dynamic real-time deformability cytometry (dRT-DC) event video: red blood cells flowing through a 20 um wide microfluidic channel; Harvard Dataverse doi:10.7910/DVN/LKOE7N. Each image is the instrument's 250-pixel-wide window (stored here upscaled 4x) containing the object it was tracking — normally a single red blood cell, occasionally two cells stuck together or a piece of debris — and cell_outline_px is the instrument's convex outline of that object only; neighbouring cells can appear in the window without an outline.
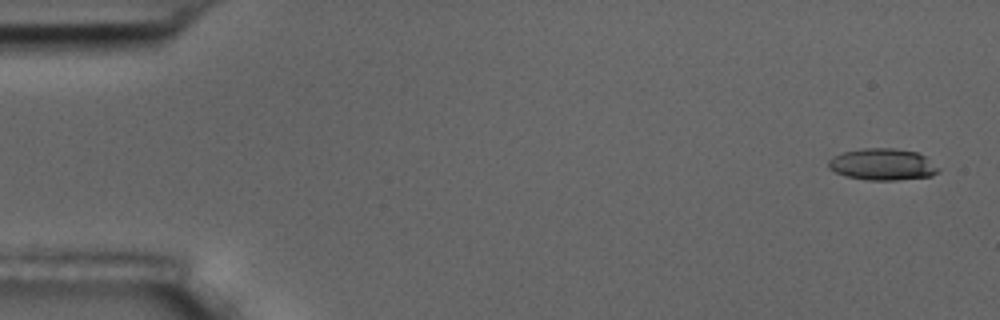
{"species": "common noctule bat (a hibernating species)", "species_latin": "Nyctalus noctula", "temperature_condition": "room temperature", "stored_images_in_passage": 5, "camera_frame_rate_fps": 3000, "um_per_image_px": 0.085, "animal": {"sex": "male", "body_mass_g": 17.5, "forearm_length_mm": 52.3}, "frame": {"image": 1, "passage_image": 1, "time_ms": 0.0, "image_size_px": [1000, 320], "cell_outline_px": [[940, 168], [932, 176], [896, 180], [868, 180], [844, 176], [828, 168], [828, 160], [832, 156], [844, 152], [864, 148], [892, 148], [916, 152], [924, 156]], "centroid_in_image_um": [74.98, 13.98], "position_along_channel_um": 10.0, "area_um2": 20.23}}
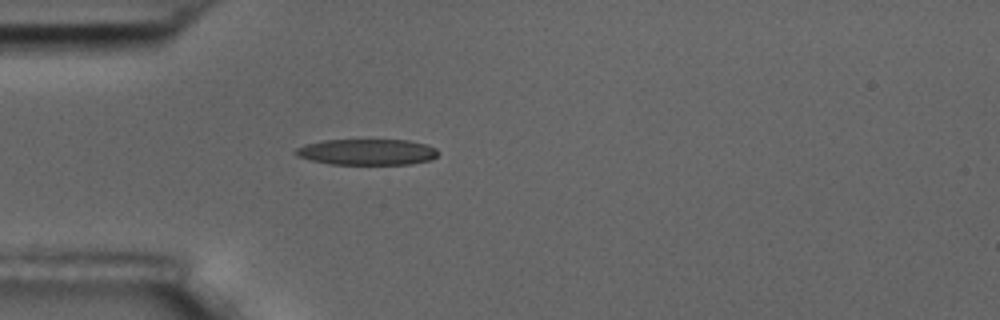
{"frame": {"image": 2, "passage_image": 5, "time_ms": 4.667, "image_size_px": [1000, 320], "cell_outline_px": [[440, 152], [432, 160], [408, 164], [328, 164], [296, 156], [292, 152], [296, 148], [304, 144], [324, 140], [408, 140], [428, 144], [436, 148]], "centroid_in_image_um": [31.2, 12.91], "position_along_channel_um": 53.8, "area_um2": 21.79}}